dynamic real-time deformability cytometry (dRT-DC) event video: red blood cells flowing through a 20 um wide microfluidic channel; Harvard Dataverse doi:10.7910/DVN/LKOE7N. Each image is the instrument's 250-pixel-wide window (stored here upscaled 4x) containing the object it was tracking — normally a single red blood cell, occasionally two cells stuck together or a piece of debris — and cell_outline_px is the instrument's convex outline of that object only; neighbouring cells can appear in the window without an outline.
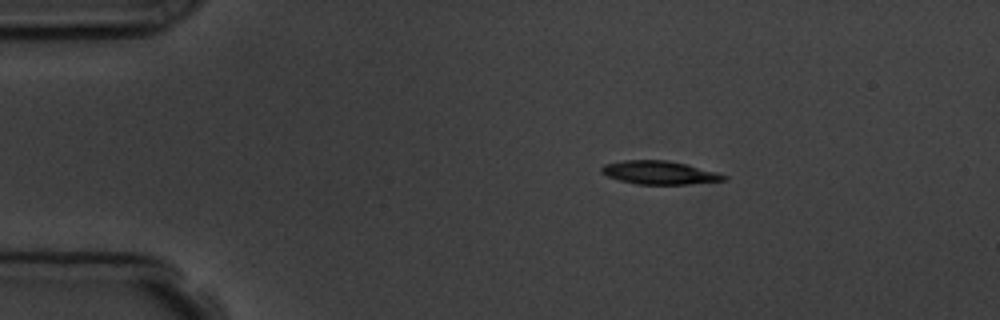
{"species": "common noctule bat (a hibernating species)", "species_latin": "Nyctalus noctula", "temperature_condition": "room temperature", "stored_images_in_passage": 2, "camera_frame_rate_fps": 3000, "um_per_image_px": 0.085, "animal": {"sex": "male", "body_mass_g": 19.5, "forearm_length_mm": 54.6}, "frame": {"image": 1, "passage_image": 1, "time_ms": 0.0, "image_size_px": [1000, 320], "cell_outline_px": [[728, 180], [688, 184], [636, 184], [620, 180], [608, 176], [600, 172], [600, 168], [604, 164], [624, 160], [668, 160], [716, 172], [728, 176]], "centroid_in_image_um": [56.04, 14.67], "position_along_channel_um": 29.0, "area_um2": 16.53}}